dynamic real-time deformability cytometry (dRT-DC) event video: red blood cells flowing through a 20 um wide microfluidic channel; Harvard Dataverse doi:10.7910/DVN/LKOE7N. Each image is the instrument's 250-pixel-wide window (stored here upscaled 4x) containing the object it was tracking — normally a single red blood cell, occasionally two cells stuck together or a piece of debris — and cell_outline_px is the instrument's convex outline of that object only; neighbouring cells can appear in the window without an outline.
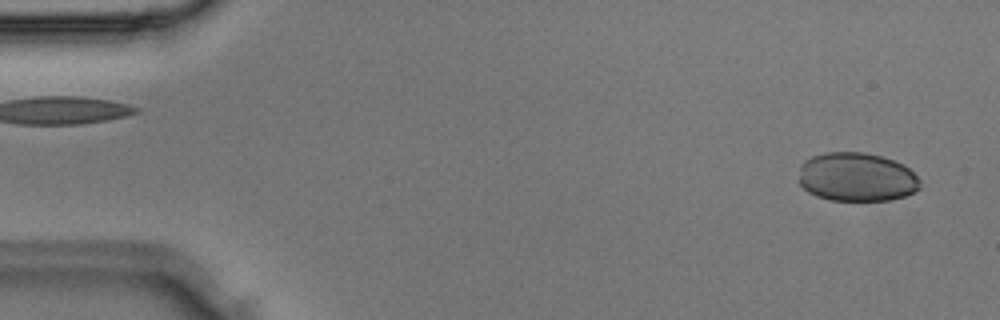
{"species": "Egyptian fruit bat (a non-hibernating species)", "species_latin": "Rousettus aegyptiacus", "temperature_condition": "room temperature", "stored_images_in_passage": 2, "segment_of_instrument_passage": [2, 2], "camera_frame_rate_fps": 3000, "um_per_image_px": 0.085, "animal": {"sex": "male"}, "frame": {"image": 1, "passage_image": 2, "time_ms": 0.333, "image_size_px": [1000, 320], "cell_outline_px": [[920, 188], [916, 192], [904, 196], [888, 200], [832, 200], [816, 196], [808, 192], [800, 184], [800, 164], [804, 160], [812, 156], [824, 152], [864, 152], [880, 156], [904, 164], [920, 180]], "centroid_in_image_um": [72.81, 15.04], "position_along_channel_um": 12.2, "area_um2": 34.56}}